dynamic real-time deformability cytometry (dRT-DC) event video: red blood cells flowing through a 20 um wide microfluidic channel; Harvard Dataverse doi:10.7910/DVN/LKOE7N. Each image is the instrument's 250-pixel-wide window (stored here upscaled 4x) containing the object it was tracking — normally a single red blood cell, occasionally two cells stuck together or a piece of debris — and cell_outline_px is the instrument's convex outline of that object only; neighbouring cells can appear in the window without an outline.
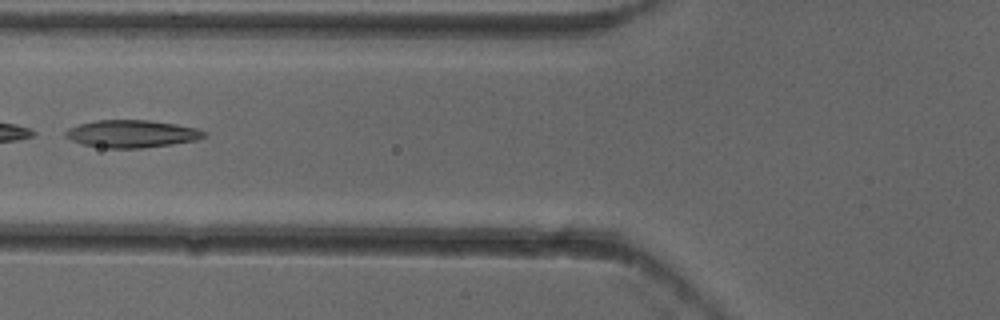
{"species": "common noctule bat (a hibernating species)", "species_latin": "Nyctalus noctula", "temperature_condition": "cold", "stored_images_in_passage": 6, "camera_frame_rate_fps": 3000, "um_per_image_px": 0.085, "animal": {"sex": "female"}, "frame": {"image": 1, "passage_image": 5, "time_ms": 1.333, "image_size_px": [1000, 320], "cell_outline_px": [[208, 132], [204, 136], [196, 140], [172, 144], [144, 148], [108, 148], [84, 144], [72, 140], [64, 136], [64, 132], [68, 128], [80, 124], [96, 120], [148, 120], [176, 124], [196, 128]], "centroid_in_image_um": [11.21, 11.37], "position_along_channel_um": 114.6, "area_um2": 22.08}}
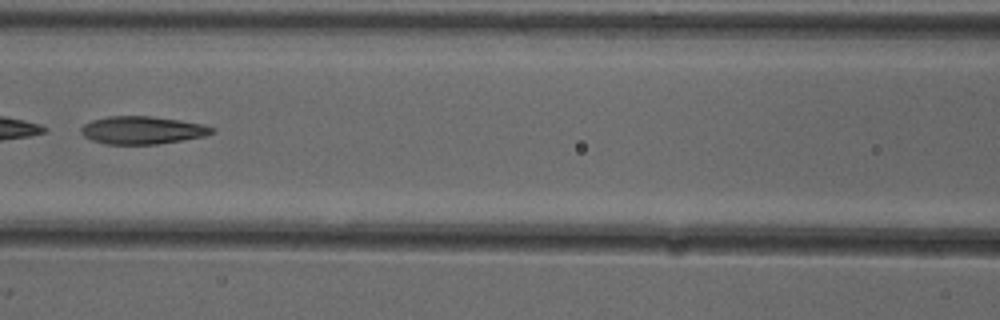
{"frame": {"image": 2, "passage_image": 6, "time_ms": 1.667, "image_size_px": [1000, 320], "cell_outline_px": [[216, 132], [204, 136], [156, 144], [104, 144], [92, 140], [84, 136], [80, 132], [80, 128], [84, 124], [92, 120], [108, 116], [152, 116], [180, 120], [204, 124], [216, 128]], "centroid_in_image_um": [12.1, 11.06], "position_along_channel_um": 154.5, "area_um2": 21.27}}